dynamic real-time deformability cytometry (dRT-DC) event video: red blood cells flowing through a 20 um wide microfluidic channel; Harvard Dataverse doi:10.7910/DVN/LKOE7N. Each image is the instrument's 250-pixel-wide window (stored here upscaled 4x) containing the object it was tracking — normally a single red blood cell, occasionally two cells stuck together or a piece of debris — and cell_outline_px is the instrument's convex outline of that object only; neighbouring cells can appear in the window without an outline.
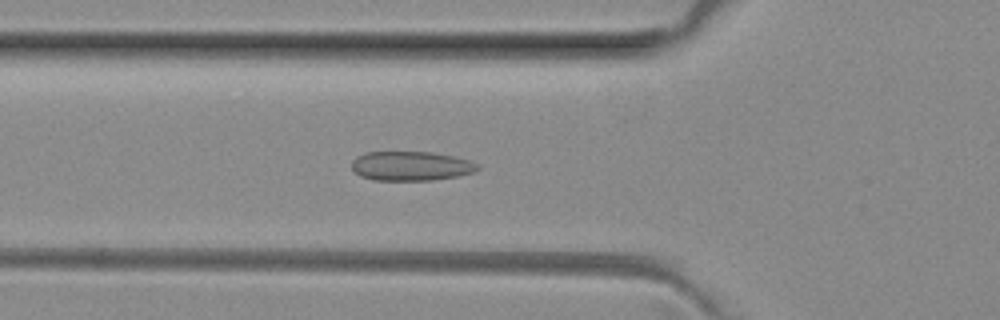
{"species": "common noctule bat (a hibernating species)", "species_latin": "Nyctalus noctula", "temperature_condition": "room temperature", "stored_images_in_passage": 47, "camera_frame_rate_fps": 3000, "um_per_image_px": 0.085, "animal": {"sex": "female", "body_mass_g": 29.2, "forearm_length_mm": 56.3}, "frame": {"image": 1, "passage_image": 16, "time_ms": 5.0, "image_size_px": [1000, 320], "cell_outline_px": [[480, 168], [476, 172], [456, 176], [432, 180], [372, 180], [360, 176], [352, 168], [352, 160], [356, 156], [364, 152], [432, 152], [456, 156], [480, 164]], "centroid_in_image_um": [34.95, 14.1], "position_along_channel_um": 90.9, "area_um2": 21.73}}
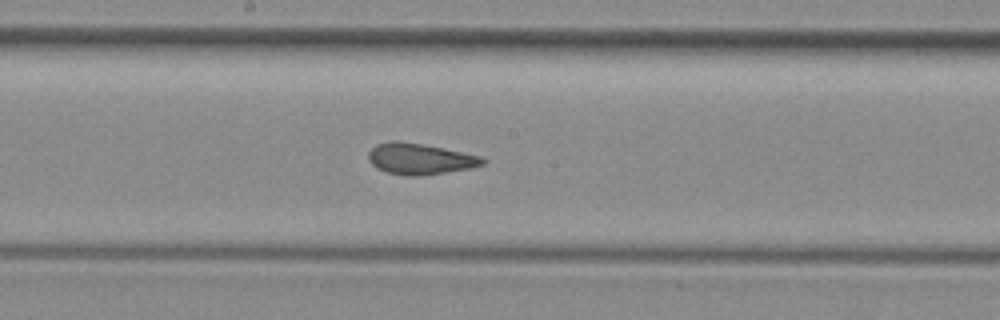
{"frame": {"image": 2, "passage_image": 25, "time_ms": 8.0, "image_size_px": [1000, 320], "cell_outline_px": [[488, 160], [484, 164], [472, 168], [420, 176], [404, 176], [388, 172], [376, 168], [368, 160], [368, 152], [376, 144], [392, 140], [396, 140], [424, 144], [484, 156]], "centroid_in_image_um": [35.72, 13.5], "position_along_channel_um": 212.5, "area_um2": 21.04}}
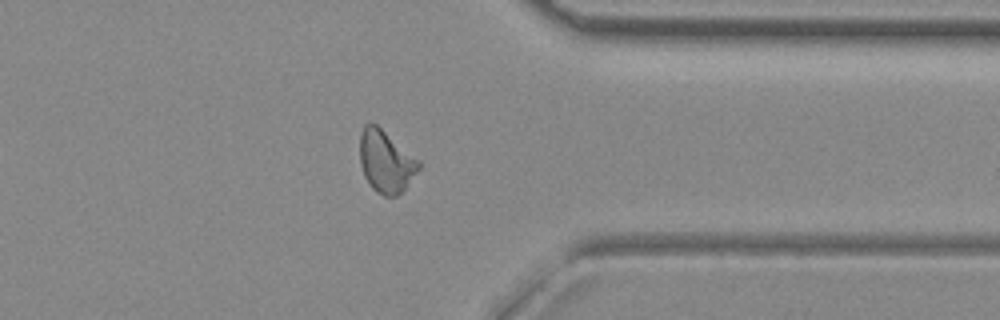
{"frame": {"image": 3, "passage_image": 38, "time_ms": 12.333, "image_size_px": [1000, 320], "cell_outline_px": [[420, 168], [404, 188], [396, 196], [384, 196], [376, 192], [372, 188], [364, 176], [360, 164], [360, 132], [364, 124], [376, 124], [420, 160]], "centroid_in_image_um": [32.78, 13.72], "position_along_channel_um": 378.6, "area_um2": 21.21}, "authors_computed_cell_mechanics": {"area_um2": 21.0392, "velocity_mm_per_s": 4.0445, "shape_relaxation_time_tau1_ms": null, "shape_relaxation_time_tau2_ms": 1.3441, "deformation_change_tau1": null, "deformation_change_tau2": 0.0712}}